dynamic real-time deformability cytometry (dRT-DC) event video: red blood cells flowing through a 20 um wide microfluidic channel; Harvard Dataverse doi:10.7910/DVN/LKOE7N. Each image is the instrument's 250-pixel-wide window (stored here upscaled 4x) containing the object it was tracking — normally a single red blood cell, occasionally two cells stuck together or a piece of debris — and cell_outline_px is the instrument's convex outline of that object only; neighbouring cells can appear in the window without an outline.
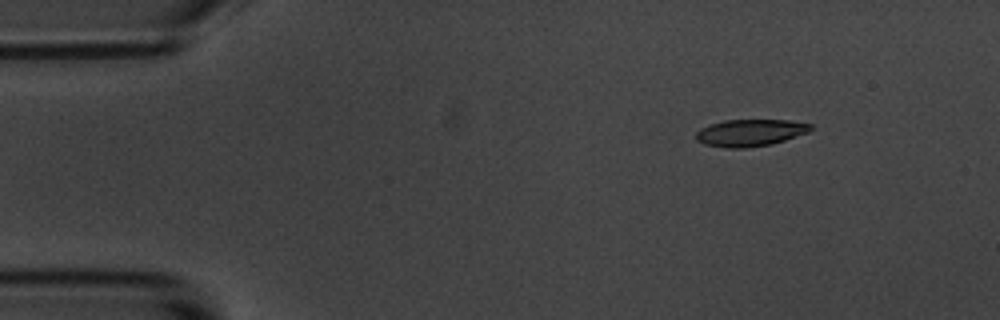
{"species": "common noctule bat (a hibernating species)", "species_latin": "Nyctalus noctula", "temperature_condition": "room temperature", "stored_images_in_passage": 10, "camera_frame_rate_fps": 3000, "um_per_image_px": 0.085, "animal": {"sex": "male", "body_mass_g": 20.1, "forearm_length_mm": 53.5}, "frame": {"image": 1, "passage_image": 2, "time_ms": 1.0, "image_size_px": [1000, 320], "cell_outline_px": [[816, 128], [808, 132], [772, 144], [748, 148], [728, 148], [704, 144], [696, 140], [696, 132], [700, 128], [724, 120], [788, 120], [812, 124]], "centroid_in_image_um": [63.79, 11.28], "position_along_channel_um": 21.2, "area_um2": 18.09}}
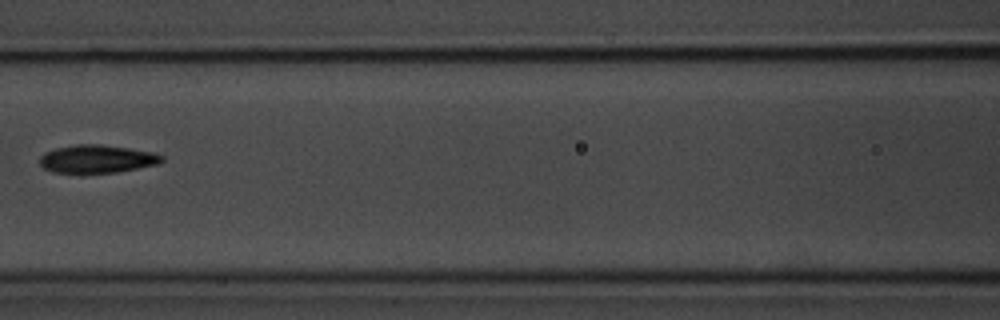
{"frame": {"image": 2, "passage_image": 7, "time_ms": 7.0, "image_size_px": [1000, 320], "cell_outline_px": [[164, 160], [160, 164], [116, 172], [52, 172], [44, 168], [40, 164], [40, 156], [44, 152], [56, 148], [76, 144], [100, 144], [128, 148], [152, 152], [164, 156]], "centroid_in_image_um": [8.26, 13.5], "position_along_channel_um": 158.3, "area_um2": 19.83}}
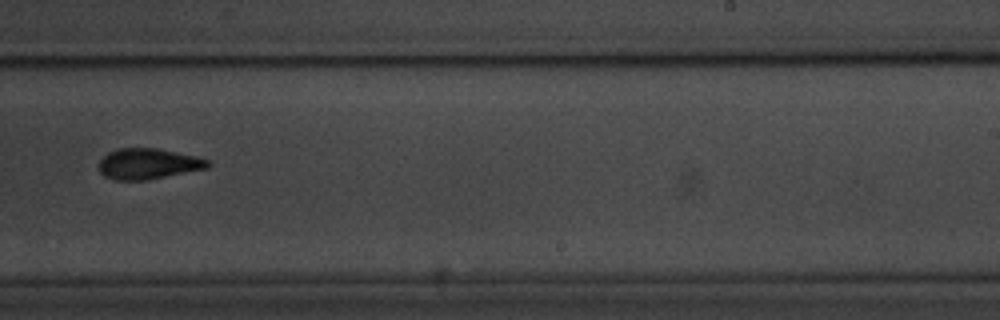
{"frame": {"image": 3, "passage_image": 10, "time_ms": 10.333, "image_size_px": [1000, 320], "cell_outline_px": [[212, 164], [208, 168], [148, 180], [116, 180], [104, 176], [100, 172], [100, 160], [108, 152], [116, 148], [156, 148], [196, 156], [212, 160]], "centroid_in_image_um": [12.63, 13.92], "position_along_channel_um": 276.4, "area_um2": 19.65}}